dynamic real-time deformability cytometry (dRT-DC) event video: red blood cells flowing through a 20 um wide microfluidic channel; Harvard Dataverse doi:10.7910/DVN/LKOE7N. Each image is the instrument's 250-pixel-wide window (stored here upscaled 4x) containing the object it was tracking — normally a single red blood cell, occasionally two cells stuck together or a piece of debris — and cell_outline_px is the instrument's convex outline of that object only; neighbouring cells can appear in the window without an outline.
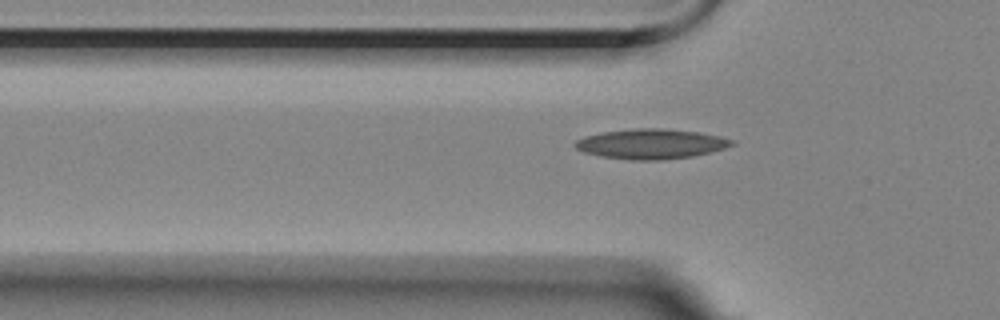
{"species": "Egyptian fruit bat (a non-hibernating species)", "species_latin": "Rousettus aegyptiacus", "temperature_condition": "room temperature", "stored_images_in_passage": 36, "camera_frame_rate_fps": 3000, "um_per_image_px": 0.085, "animal": {"sex": "female"}, "frame": {"image": 1, "passage_image": 4, "time_ms": 1.0, "image_size_px": [1000, 320], "cell_outline_px": [[736, 144], [712, 152], [692, 156], [660, 160], [632, 160], [600, 156], [584, 152], [576, 148], [572, 144], [576, 140], [584, 136], [600, 132], [632, 128], [664, 128], [700, 132], [720, 136], [736, 140]], "centroid_in_image_um": [55.35, 12.22], "position_along_channel_um": 70.5, "area_um2": 27.69}}
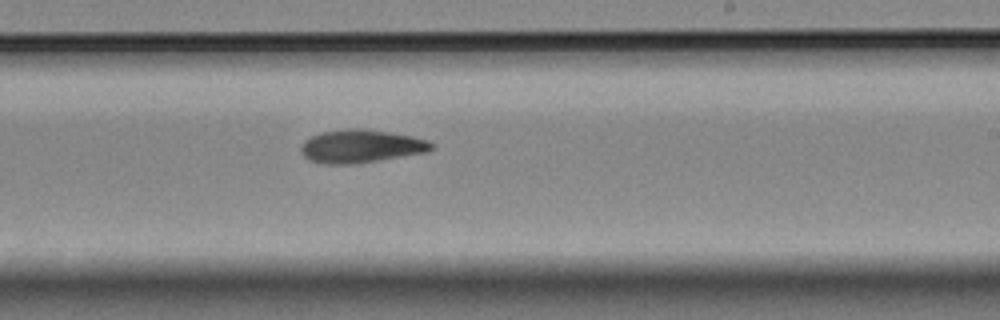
{"frame": {"image": 2, "passage_image": 20, "time_ms": 6.333, "image_size_px": [1000, 320], "cell_outline_px": [[432, 148], [424, 152], [352, 164], [324, 164], [308, 160], [300, 152], [300, 148], [304, 140], [312, 136], [324, 132], [352, 128], [360, 128], [388, 132], [412, 136], [428, 140], [432, 144]], "centroid_in_image_um": [30.61, 12.43], "position_along_channel_um": 258.4, "area_um2": 24.74}}
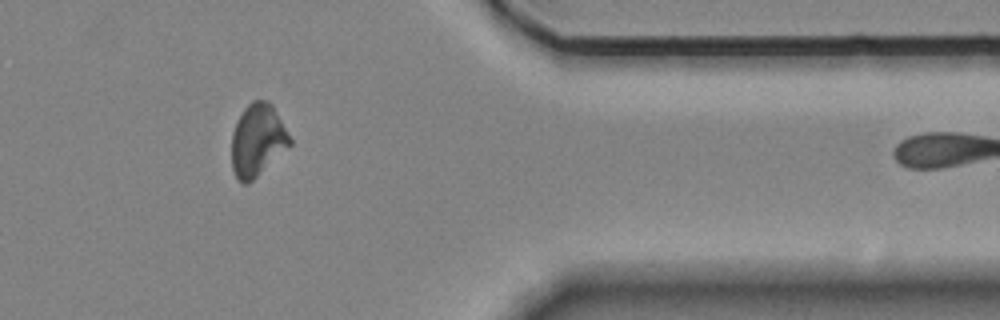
{"frame": {"image": 3, "passage_image": 33, "time_ms": 10.667, "image_size_px": [1000, 320], "cell_outline_px": [[292, 144], [248, 184], [244, 184], [236, 176], [232, 168], [232, 132], [244, 108], [252, 100], [268, 100], [272, 104], [292, 140]], "centroid_in_image_um": [21.89, 11.9], "position_along_channel_um": 389.5, "area_um2": 24.28}}